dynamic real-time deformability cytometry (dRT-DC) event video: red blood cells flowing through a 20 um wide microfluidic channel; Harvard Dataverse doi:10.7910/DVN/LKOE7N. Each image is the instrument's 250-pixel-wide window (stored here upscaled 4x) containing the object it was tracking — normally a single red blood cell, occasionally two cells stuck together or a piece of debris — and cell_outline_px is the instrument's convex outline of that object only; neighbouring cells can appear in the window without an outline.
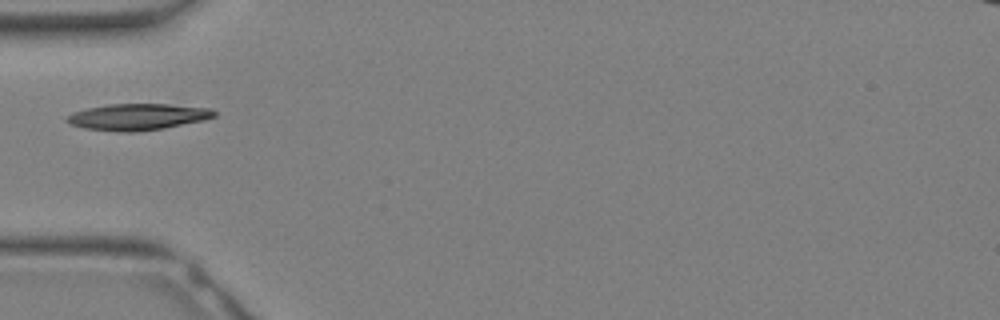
{"species": "Egyptian fruit bat (a non-hibernating species)", "species_latin": "Rousettus aegyptiacus", "temperature_condition": "warm", "stored_images_in_passage": 10, "camera_frame_rate_fps": 3000, "um_per_image_px": 0.085, "animal": {"sex": "female"}, "frame": {"image": 1, "passage_image": 1, "time_ms": 0.0, "image_size_px": [1000, 320], "cell_outline_px": [[216, 116], [204, 120], [164, 128], [136, 132], [116, 132], [84, 128], [72, 124], [64, 120], [68, 116], [76, 112], [88, 108], [108, 104], [168, 104], [212, 108], [216, 112]], "centroid_in_image_um": [11.74, 9.93], "position_along_channel_um": 73.3, "area_um2": 22.66}}
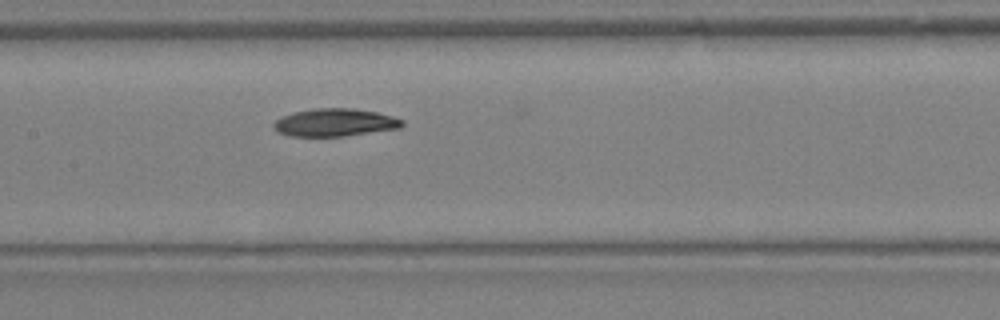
{"frame": {"image": 2, "passage_image": 6, "time_ms": 1.667, "image_size_px": [1000, 320], "cell_outline_px": [[404, 124], [400, 128], [344, 136], [288, 136], [276, 132], [272, 124], [276, 120], [292, 112], [316, 108], [352, 108], [376, 112], [392, 116], [404, 120]], "centroid_in_image_um": [28.45, 10.41], "position_along_channel_um": 179.0, "area_um2": 20.81}}
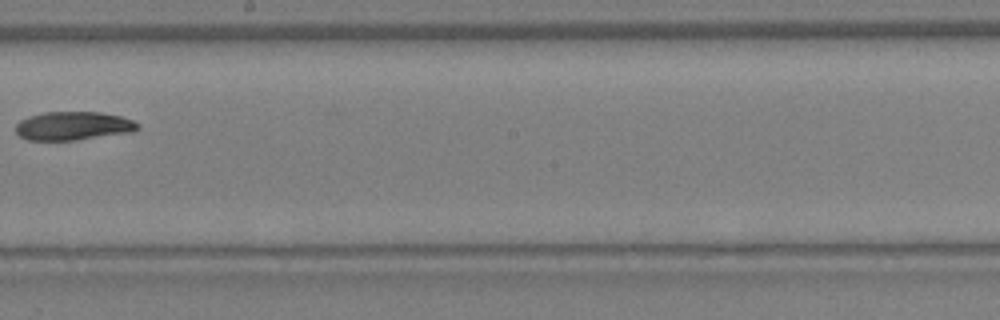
{"frame": {"image": 3, "passage_image": 9, "time_ms": 2.667, "image_size_px": [1000, 320], "cell_outline_px": [[140, 128], [132, 132], [76, 140], [28, 140], [20, 136], [16, 132], [16, 124], [20, 120], [28, 116], [44, 112], [100, 112], [120, 116], [132, 120], [140, 124]], "centroid_in_image_um": [6.23, 10.7], "position_along_channel_um": 242.0, "area_um2": 20.35}}